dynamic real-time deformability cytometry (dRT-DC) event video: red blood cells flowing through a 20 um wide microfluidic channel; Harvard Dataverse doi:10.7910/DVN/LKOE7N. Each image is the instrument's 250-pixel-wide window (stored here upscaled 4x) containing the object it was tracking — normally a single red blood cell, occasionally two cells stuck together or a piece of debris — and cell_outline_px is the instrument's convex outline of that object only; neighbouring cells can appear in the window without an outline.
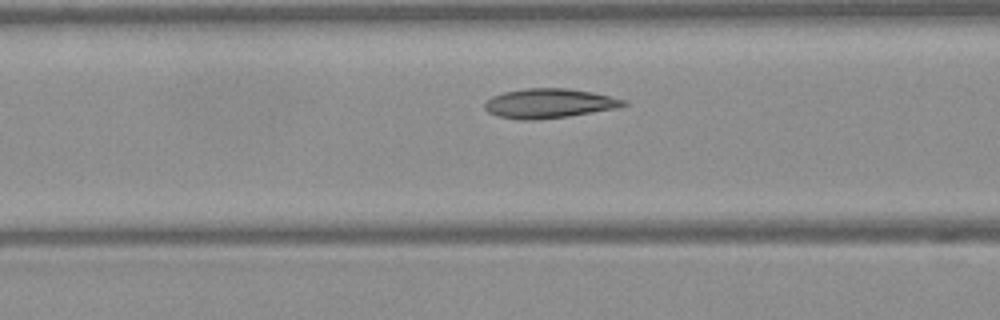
{"species": "Egyptian fruit bat (a non-hibernating species)", "species_latin": "Rousettus aegyptiacus", "temperature_condition": "warm", "stored_images_in_passage": 39, "camera_frame_rate_fps": 3000, "um_per_image_px": 0.085, "frame": {"image": 1, "passage_image": 11, "time_ms": 3.333, "image_size_px": [1000, 320], "cell_outline_px": [[628, 104], [616, 108], [568, 116], [536, 120], [520, 120], [496, 116], [488, 112], [484, 108], [484, 104], [492, 96], [504, 92], [524, 88], [564, 88], [592, 92], [624, 100]], "centroid_in_image_um": [46.61, 8.79], "position_along_channel_um": 120.0, "area_um2": 23.7}}
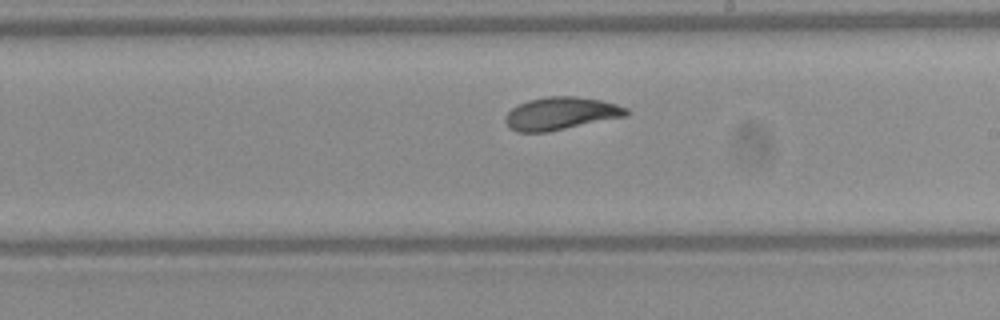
{"frame": {"image": 2, "passage_image": 20, "time_ms": 6.333, "image_size_px": [1000, 320], "cell_outline_px": [[628, 116], [548, 132], [516, 132], [504, 120], [504, 116], [516, 104], [528, 100], [544, 96], [576, 96], [600, 100], [616, 104], [628, 108]], "centroid_in_image_um": [47.67, 9.64], "position_along_channel_um": 241.3, "area_um2": 23.24}}
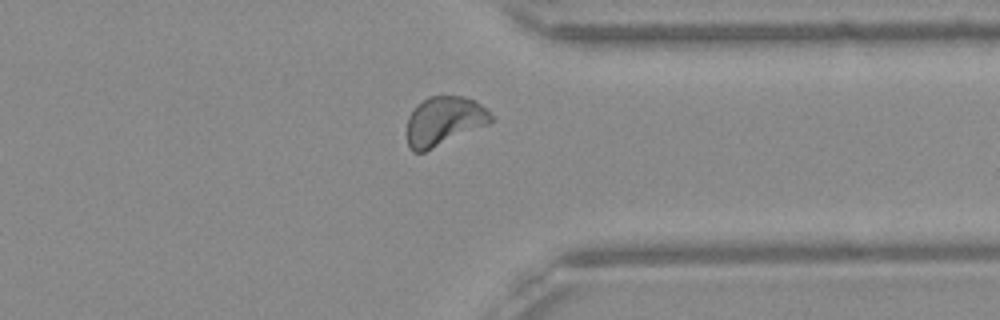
{"frame": {"image": 3, "passage_image": 30, "time_ms": 9.667, "image_size_px": [1000, 320], "cell_outline_px": [[492, 120], [488, 124], [424, 152], [412, 152], [408, 148], [408, 116], [428, 96], [464, 96], [488, 108], [492, 116]], "centroid_in_image_um": [37.75, 10.29], "position_along_channel_um": 373.6, "area_um2": 23.64}, "authors_computed_cell_mechanics": {"area_um2": 23.1778, "velocity_mm_per_s": 4.0538, "shape_relaxation_time_tau1_ms": 4.0527, "shape_relaxation_time_tau2_ms": 1.2794, "deformation_change_tau1": 0.1477, "deformation_change_tau2": 0.0565}}